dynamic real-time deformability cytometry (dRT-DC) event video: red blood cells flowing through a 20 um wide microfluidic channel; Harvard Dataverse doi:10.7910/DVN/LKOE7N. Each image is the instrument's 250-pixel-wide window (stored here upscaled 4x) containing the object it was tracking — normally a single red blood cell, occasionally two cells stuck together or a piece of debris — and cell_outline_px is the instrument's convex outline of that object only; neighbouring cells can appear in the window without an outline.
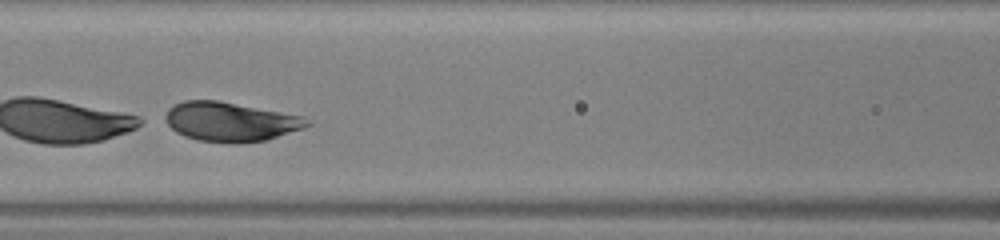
{"species": "human", "species_latin": "Homo sapiens", "temperature_condition": "warm", "stored_images_in_passage": 36, "segment_of_instrument_passage": [2, 2], "camera_frame_rate_fps": 3000, "um_per_image_px": 0.085, "donor": {"sex": "male"}, "frame": {"image": 1, "passage_image": 12, "time_ms": 3.667, "image_size_px": [1000, 240], "cell_outline_px": [[312, 124], [304, 128], [264, 140], [240, 144], [232, 144], [196, 140], [184, 136], [176, 132], [160, 120], [168, 108], [184, 100], [216, 100], [304, 116], [312, 120]], "centroid_in_image_um": [19.54, 10.36], "position_along_channel_um": 147.1, "area_um2": 32.95}}
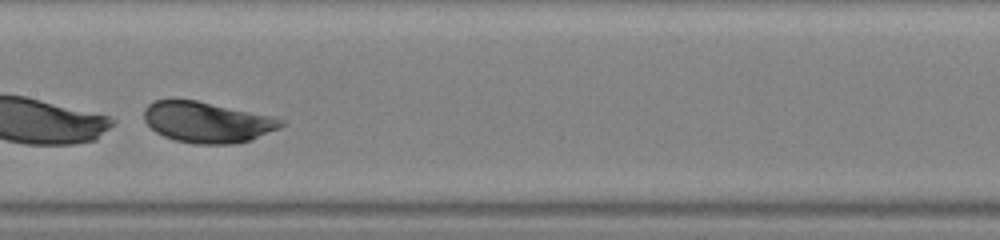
{"frame": {"image": 2, "passage_image": 15, "time_ms": 4.667, "image_size_px": [1000, 240], "cell_outline_px": [[288, 124], [280, 128], [252, 140], [232, 144], [196, 144], [176, 140], [164, 136], [156, 132], [144, 120], [144, 108], [148, 104], [156, 100], [196, 100], [272, 116], [284, 120]], "centroid_in_image_um": [17.65, 10.39], "position_along_channel_um": 189.8, "area_um2": 32.6}}
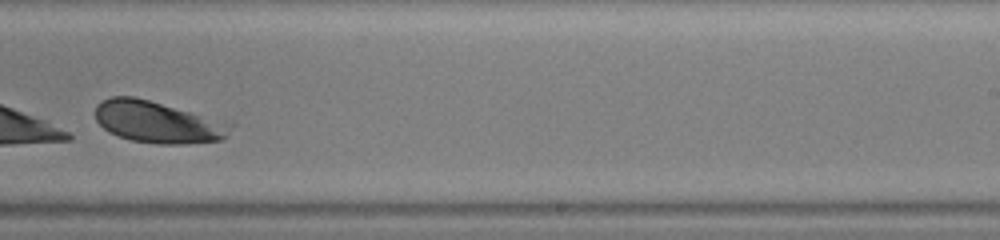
{"frame": {"image": 3, "passage_image": 21, "time_ms": 6.667, "image_size_px": [1000, 240], "cell_outline_px": [[236, 124], [228, 136], [224, 140], [188, 144], [156, 144], [132, 140], [108, 132], [96, 120], [96, 104], [100, 100], [112, 96], [132, 96], [148, 100]], "centroid_in_image_um": [13.44, 10.39], "position_along_channel_um": 275.6, "area_um2": 33.0}}